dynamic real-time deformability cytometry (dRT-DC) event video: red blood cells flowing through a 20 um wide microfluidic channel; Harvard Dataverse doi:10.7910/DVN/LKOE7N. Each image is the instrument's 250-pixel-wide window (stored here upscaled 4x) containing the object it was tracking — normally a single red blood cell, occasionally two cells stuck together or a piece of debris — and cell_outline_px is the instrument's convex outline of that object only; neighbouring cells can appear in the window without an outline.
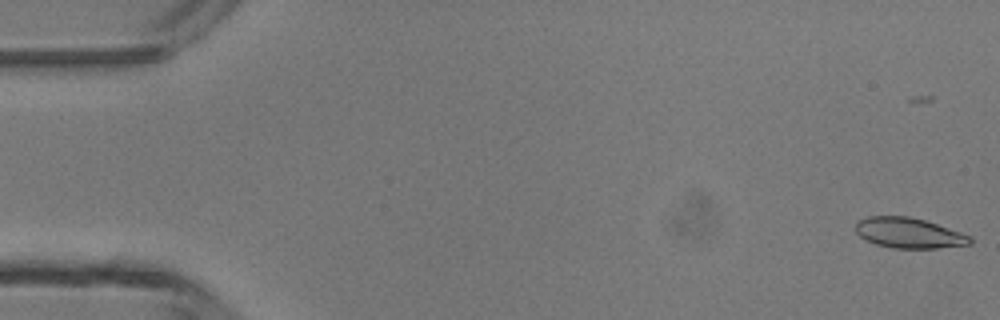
{"species": "common noctule bat (a hibernating species)", "species_latin": "Nyctalus noctula", "temperature_condition": "room temperature", "stored_images_in_passage": 4, "camera_frame_rate_fps": 3000, "um_per_image_px": 0.085, "animal": {"sex": "male", "body_mass_g": 13.3}, "frame": {"image": 1, "passage_image": 1, "time_ms": 0.0, "image_size_px": [1000, 320], "cell_outline_px": [[972, 244], [936, 248], [892, 248], [876, 244], [860, 236], [856, 232], [856, 224], [860, 220], [868, 216], [908, 216], [924, 220], [972, 236]], "centroid_in_image_um": [77.27, 19.8], "position_along_channel_um": 7.7, "area_um2": 20.06}}
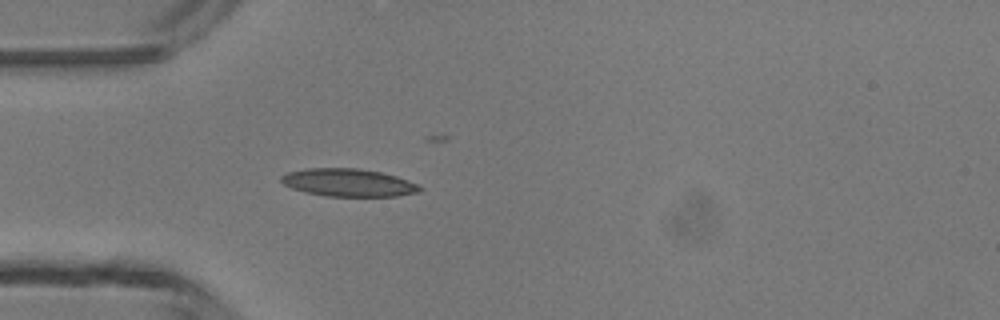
{"frame": {"image": 2, "passage_image": 4, "time_ms": 4.333, "image_size_px": [1000, 320], "cell_outline_px": [[420, 192], [396, 196], [324, 196], [304, 192], [292, 188], [284, 184], [280, 180], [280, 176], [288, 172], [308, 168], [356, 168], [380, 172], [396, 176], [408, 180], [416, 184], [420, 188]], "centroid_in_image_um": [29.58, 15.52], "position_along_channel_um": 55.4, "area_um2": 22.31}}